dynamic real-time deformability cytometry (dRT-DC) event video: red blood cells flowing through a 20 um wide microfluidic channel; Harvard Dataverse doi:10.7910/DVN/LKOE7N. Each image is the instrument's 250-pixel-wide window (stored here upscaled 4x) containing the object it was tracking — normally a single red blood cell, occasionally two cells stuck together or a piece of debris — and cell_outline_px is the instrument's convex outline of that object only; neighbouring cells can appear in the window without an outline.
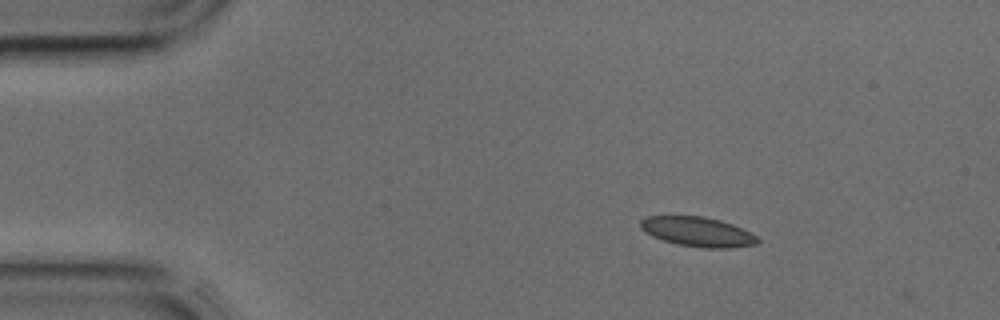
{"species": "common noctule bat (a hibernating species)", "species_latin": "Nyctalus noctula", "temperature_condition": "cold", "stored_images_in_passage": 38, "camera_frame_rate_fps": 3000, "um_per_image_px": 0.085, "animal": {"sex": "male", "body_mass_g": 17.9, "forearm_length_mm": 54.2}, "frame": {"image": 1, "passage_image": 2, "time_ms": 0.333, "image_size_px": [1000, 320], "cell_outline_px": [[760, 240], [756, 244], [728, 248], [704, 248], [680, 244], [664, 240], [652, 236], [644, 232], [640, 228], [640, 220], [648, 216], [704, 216], [720, 220], [732, 224], [756, 236]], "centroid_in_image_um": [59.27, 19.69], "position_along_channel_um": 25.7, "area_um2": 20.0}}
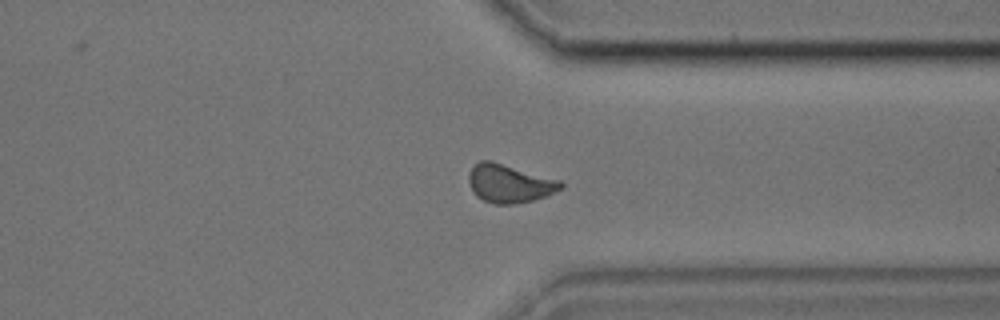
{"frame": {"image": 2, "passage_image": 28, "time_ms": 9.0, "image_size_px": [1000, 320], "cell_outline_px": [[564, 188], [544, 196], [532, 200], [512, 204], [496, 204], [484, 200], [476, 196], [472, 192], [468, 180], [468, 176], [472, 168], [480, 160], [492, 160], [560, 180], [564, 184]], "centroid_in_image_um": [43.29, 15.58], "position_along_channel_um": 368.1, "area_um2": 20.52}}
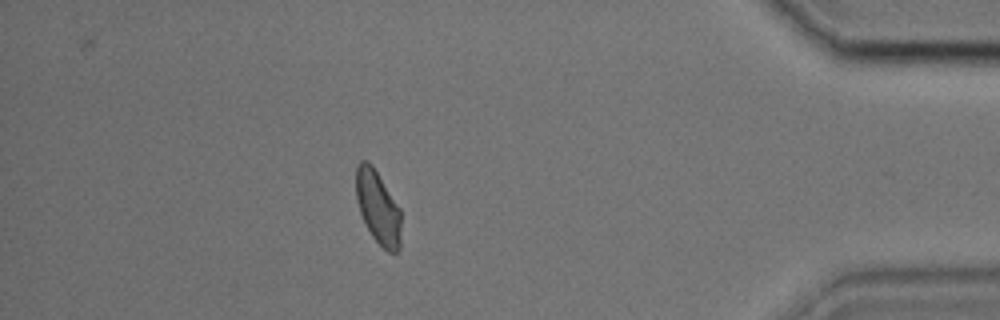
{"frame": {"image": 3, "passage_image": 33, "time_ms": 10.667, "image_size_px": [1000, 320], "cell_outline_px": [[400, 248], [396, 252], [388, 252], [372, 236], [360, 212], [356, 200], [356, 164], [360, 160], [368, 160], [372, 164], [400, 208]], "centroid_in_image_um": [32.11, 17.58], "position_along_channel_um": 403.1, "area_um2": 19.13}}